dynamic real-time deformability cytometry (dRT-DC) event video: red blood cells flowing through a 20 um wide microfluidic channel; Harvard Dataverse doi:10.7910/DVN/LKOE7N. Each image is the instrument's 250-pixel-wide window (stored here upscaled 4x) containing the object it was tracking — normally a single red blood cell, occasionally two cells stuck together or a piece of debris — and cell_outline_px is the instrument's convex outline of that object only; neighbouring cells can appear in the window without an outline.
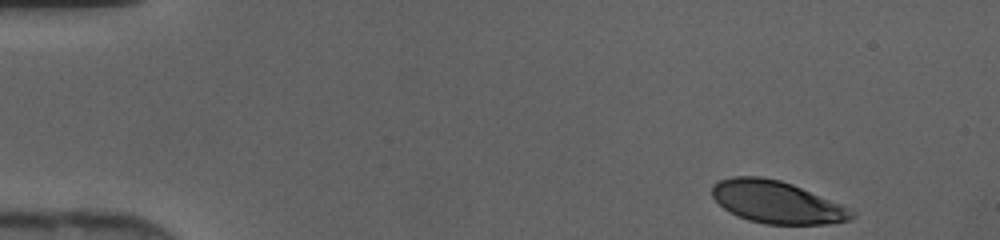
{"species": "human", "species_latin": "Homo sapiens", "temperature_condition": "cold", "stored_images_in_passage": 42, "camera_frame_rate_fps": 3000, "um_per_image_px": 0.085, "donor": {"sex": "female"}, "frame": {"image": 1, "passage_image": 1, "time_ms": 0.0, "image_size_px": [1000, 240], "cell_outline_px": [[856, 216], [848, 220], [828, 224], [764, 224], [748, 220], [736, 216], [724, 208], [712, 196], [712, 184], [720, 180], [732, 176], [760, 176], [780, 180], [792, 184], [840, 204], [856, 212]], "centroid_in_image_um": [66.0, 17.18], "position_along_channel_um": 19.0, "area_um2": 34.33}}
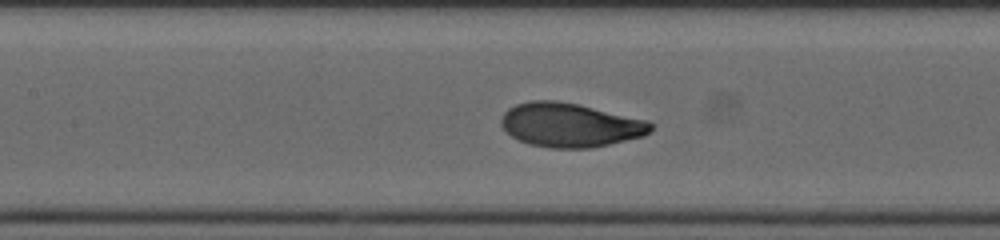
{"frame": {"image": 2, "passage_image": 18, "time_ms": 5.667, "image_size_px": [1000, 240], "cell_outline_px": [[656, 124], [652, 132], [644, 136], [592, 148], [552, 148], [528, 144], [512, 136], [500, 124], [500, 120], [504, 112], [508, 108], [516, 104], [532, 100], [556, 100], [576, 104], [648, 120]], "centroid_in_image_um": [48.49, 10.63], "position_along_channel_um": 158.9, "area_um2": 38.49}}
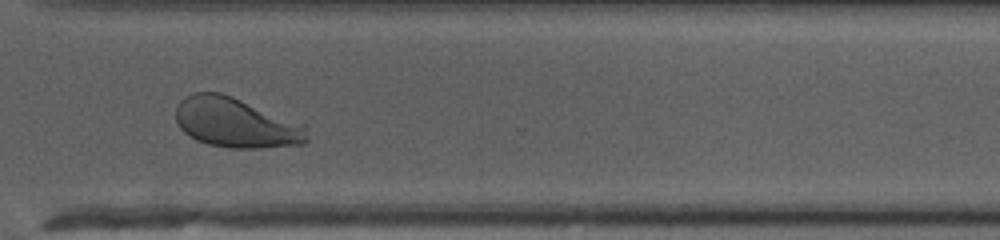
{"frame": {"image": 3, "passage_image": 31, "time_ms": 10.0, "image_size_px": [1000, 240], "cell_outline_px": [[308, 140], [304, 144], [260, 148], [232, 148], [208, 144], [196, 140], [188, 136], [180, 128], [176, 120], [176, 104], [184, 96], [192, 92], [220, 92], [232, 96], [308, 124]], "centroid_in_image_um": [20.09, 10.42], "position_along_channel_um": 350.5, "area_um2": 38.9}}